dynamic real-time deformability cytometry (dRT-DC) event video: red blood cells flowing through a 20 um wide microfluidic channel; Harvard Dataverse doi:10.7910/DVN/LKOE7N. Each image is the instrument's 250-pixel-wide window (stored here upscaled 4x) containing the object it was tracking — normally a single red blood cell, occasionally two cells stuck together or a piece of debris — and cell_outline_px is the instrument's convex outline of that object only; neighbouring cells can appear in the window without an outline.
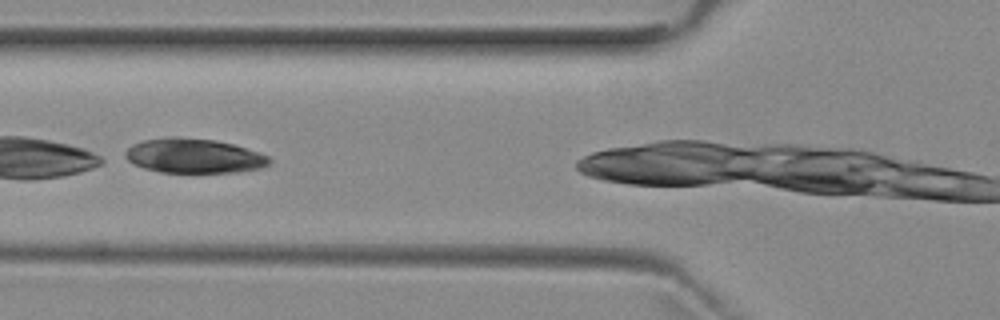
{"species": "common noctule bat (a hibernating species)", "species_latin": "Nyctalus noctula", "temperature_condition": "room temperature", "stored_images_in_passage": 9, "camera_frame_rate_fps": 3000, "um_per_image_px": 0.085, "animal": {"sex": "female", "body_mass_g": 29.2, "forearm_length_mm": 56.3}, "frame": {"image": 1, "passage_image": 6, "time_ms": 6.667, "image_size_px": [1000, 320], "cell_outline_px": [[272, 160], [268, 164], [260, 168], [240, 172], [160, 172], [144, 168], [128, 160], [124, 156], [124, 152], [132, 144], [144, 140], [172, 136], [176, 136], [216, 140], [232, 144], [260, 152], [268, 156]], "centroid_in_image_um": [16.48, 13.24], "position_along_channel_um": 109.3, "area_um2": 29.02}}